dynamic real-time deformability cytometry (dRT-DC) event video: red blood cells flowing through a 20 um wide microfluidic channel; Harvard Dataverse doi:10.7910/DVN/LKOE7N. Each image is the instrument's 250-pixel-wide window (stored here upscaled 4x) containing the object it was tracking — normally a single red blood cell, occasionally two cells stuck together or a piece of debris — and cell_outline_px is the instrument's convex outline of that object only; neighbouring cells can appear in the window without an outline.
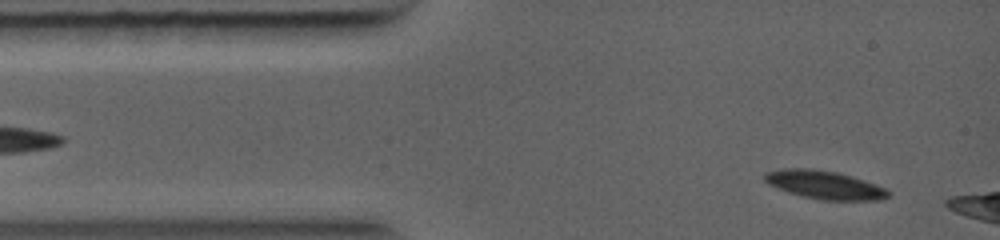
{"species": "common noctule bat (a hibernating species)", "species_latin": "Nyctalus noctula", "temperature_condition": "warm", "stored_images_in_passage": 50, "camera_frame_rate_fps": 5000, "um_per_image_px": 0.085, "animal": {"sex": "female", "body_mass_g": 19.0, "forearm_length_mm": 56.7}, "frame": {"image": 1, "passage_image": 4, "time_ms": 0.6, "image_size_px": [1000, 240], "cell_outline_px": [[892, 196], [880, 200], [820, 200], [788, 192], [768, 184], [764, 180], [764, 172], [784, 168], [812, 168], [836, 172], [852, 176], [876, 184], [892, 192]], "centroid_in_image_um": [70.11, 15.71], "position_along_channel_um": 14.9, "area_um2": 20.52}}
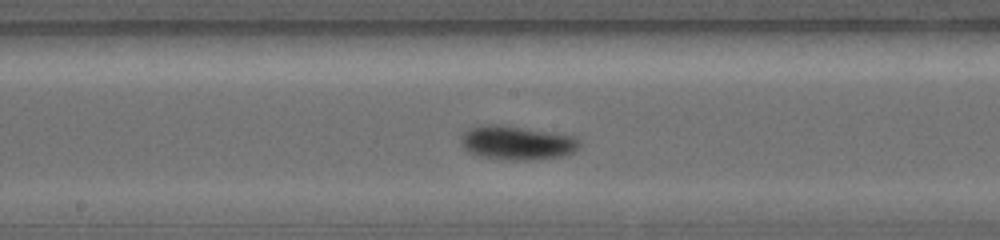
{"frame": {"image": 2, "passage_image": 27, "time_ms": 5.2, "image_size_px": [1000, 240], "cell_outline_px": [[580, 148], [576, 152], [568, 156], [540, 160], [500, 160], [480, 156], [468, 152], [460, 144], [460, 136], [468, 128], [484, 124], [504, 124], [576, 136], [580, 140]], "centroid_in_image_um": [43.98, 12.15], "position_along_channel_um": 204.2, "area_um2": 24.45}}
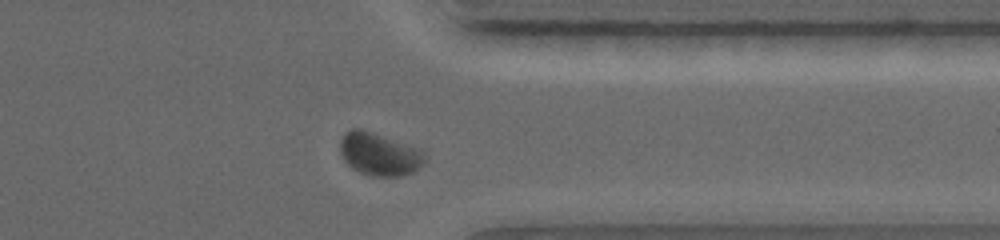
{"frame": {"image": 3, "passage_image": 44, "time_ms": 8.6, "image_size_px": [1000, 240], "cell_outline_px": [[428, 156], [424, 164], [412, 172], [400, 176], [372, 176], [360, 172], [352, 168], [344, 160], [340, 152], [340, 140], [344, 132], [352, 128], [360, 128], [420, 148]], "centroid_in_image_um": [32.26, 13.09], "position_along_channel_um": 379.1, "area_um2": 21.33}}